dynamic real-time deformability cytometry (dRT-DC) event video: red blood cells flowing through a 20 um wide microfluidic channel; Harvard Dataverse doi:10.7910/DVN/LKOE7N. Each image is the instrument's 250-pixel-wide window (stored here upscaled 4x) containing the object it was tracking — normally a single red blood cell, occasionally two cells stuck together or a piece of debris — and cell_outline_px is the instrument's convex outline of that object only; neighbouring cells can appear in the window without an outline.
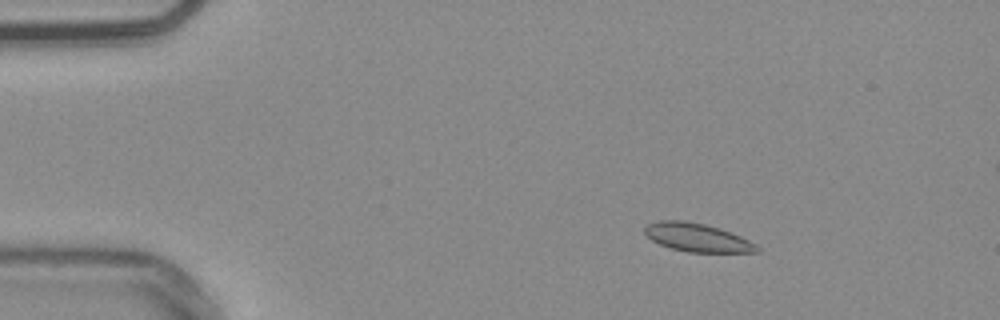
{"species": "common noctule bat (a hibernating species)", "species_latin": "Nyctalus noctula", "temperature_condition": "warm", "stored_images_in_passage": 55, "segment_of_instrument_passage": [1, 2], "camera_frame_rate_fps": 3000, "um_per_image_px": 0.085, "animal": {"sex": "male", "body_mass_g": 20.4}, "frame": {"image": 1, "passage_image": 8, "time_ms": 2.333, "image_size_px": [1000, 320], "cell_outline_px": [[760, 252], [688, 252], [672, 248], [660, 244], [652, 240], [644, 232], [644, 228], [648, 224], [660, 220], [684, 220], [704, 224], [720, 228], [740, 236], [756, 244], [760, 248]], "centroid_in_image_um": [59.27, 20.18], "position_along_channel_um": 25.7, "area_um2": 18.44}}
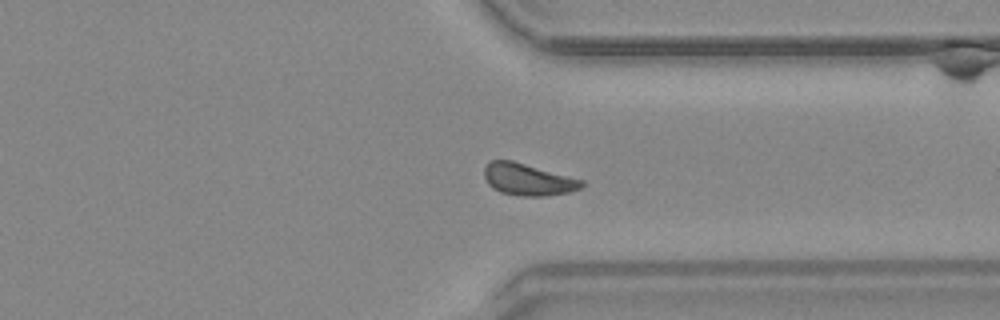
{"frame": {"image": 2, "passage_image": 41, "time_ms": 13.333, "image_size_px": [1000, 320], "cell_outline_px": [[584, 184], [580, 188], [568, 192], [544, 196], [520, 196], [500, 192], [492, 188], [488, 184], [484, 176], [484, 168], [492, 160], [512, 160], [584, 180]], "centroid_in_image_um": [44.86, 15.26], "position_along_channel_um": 366.5, "area_um2": 18.03}}
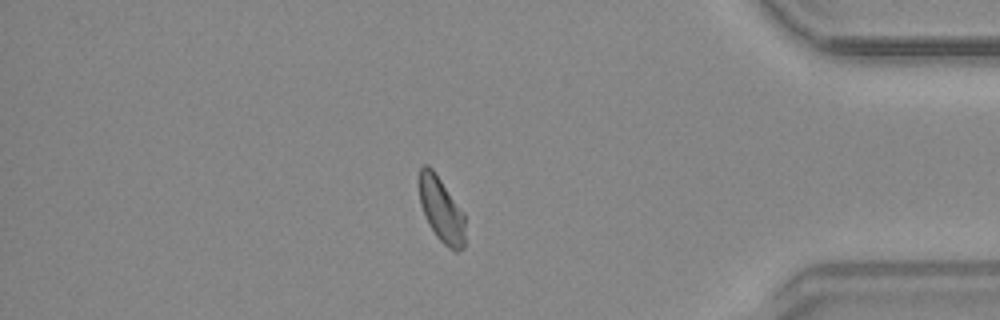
{"frame": {"image": 3, "passage_image": 46, "time_ms": 15.0, "image_size_px": [1000, 320], "cell_outline_px": [[464, 248], [460, 252], [456, 252], [448, 248], [436, 236], [428, 224], [420, 204], [420, 168], [424, 164], [428, 164], [432, 168], [464, 212]], "centroid_in_image_um": [37.53, 17.86], "position_along_channel_um": 397.7, "area_um2": 17.34}}